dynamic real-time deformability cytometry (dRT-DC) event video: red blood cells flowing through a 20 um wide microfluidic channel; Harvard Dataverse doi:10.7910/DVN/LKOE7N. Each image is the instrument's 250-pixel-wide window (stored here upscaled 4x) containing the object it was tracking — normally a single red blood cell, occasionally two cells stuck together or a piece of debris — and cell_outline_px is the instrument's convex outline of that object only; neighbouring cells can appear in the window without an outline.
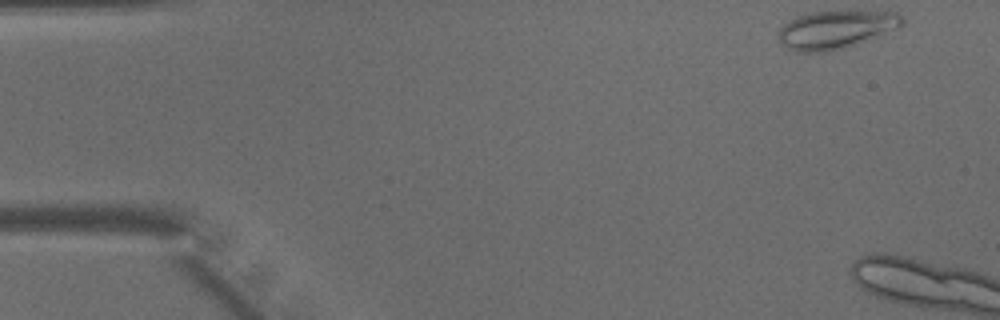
{"species": "common noctule bat (a hibernating species)", "species_latin": "Nyctalus noctula", "temperature_condition": "warm", "stored_images_in_passage": 4, "camera_frame_rate_fps": 3000, "um_per_image_px": 0.085, "animal": {"sex": "male", "body_mass_g": 15.6}, "frame": {"image": 1, "passage_image": 1, "time_ms": 0.0, "image_size_px": [1000, 320], "cell_outline_px": [[904, 24], [900, 28], [840, 48], [824, 52], [796, 52], [780, 44], [776, 36], [776, 32], [788, 20], [808, 12], [896, 12], [904, 20]], "centroid_in_image_um": [70.96, 2.52], "position_along_channel_um": 14.0, "area_um2": 27.11}}